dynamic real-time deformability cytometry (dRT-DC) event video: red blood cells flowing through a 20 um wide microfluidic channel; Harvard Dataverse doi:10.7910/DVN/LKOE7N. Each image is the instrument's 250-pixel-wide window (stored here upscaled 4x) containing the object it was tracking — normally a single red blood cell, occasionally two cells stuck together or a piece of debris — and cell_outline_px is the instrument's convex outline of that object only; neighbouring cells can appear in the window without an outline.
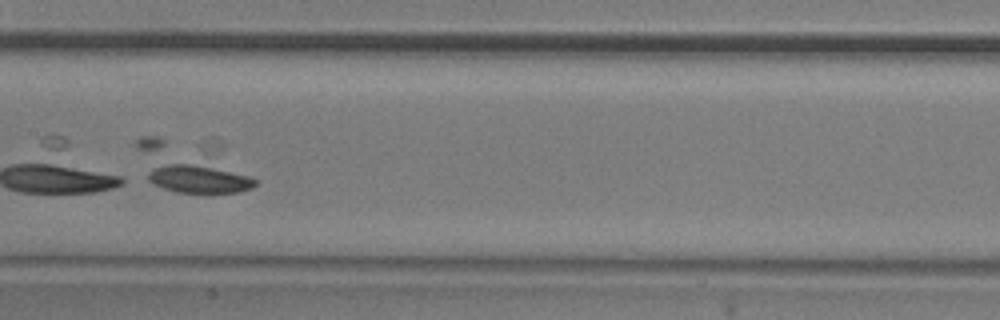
{"species": "common noctule bat (a hibernating species)", "species_latin": "Nyctalus noctula", "temperature_condition": "room temperature", "stored_images_in_passage": 46, "camera_frame_rate_fps": 3000, "um_per_image_px": 0.085, "animal": {"sex": "male", "body_mass_g": 20.5, "forearm_length_mm": 52.5}, "frame": {"image": 1, "passage_image": 20, "time_ms": 6.333, "image_size_px": [1000, 320], "cell_outline_px": [[256, 184], [252, 188], [236, 192], [176, 192], [164, 188], [148, 180], [148, 176], [156, 168], [168, 164], [188, 164], [212, 168], [248, 176], [256, 180]], "centroid_in_image_um": [16.94, 15.24], "position_along_channel_um": 190.5, "area_um2": 16.47}, "authors_computed_cell_mechanics": {"area_um2": 27.5417, "velocity_mm_per_s": 3.7676, "shape_relaxation_time_tau1_ms": 0.1049, "shape_relaxation_time_tau2_ms": null, "deformation_change_tau1": 0.1992, "deformation_change_tau2": null}}